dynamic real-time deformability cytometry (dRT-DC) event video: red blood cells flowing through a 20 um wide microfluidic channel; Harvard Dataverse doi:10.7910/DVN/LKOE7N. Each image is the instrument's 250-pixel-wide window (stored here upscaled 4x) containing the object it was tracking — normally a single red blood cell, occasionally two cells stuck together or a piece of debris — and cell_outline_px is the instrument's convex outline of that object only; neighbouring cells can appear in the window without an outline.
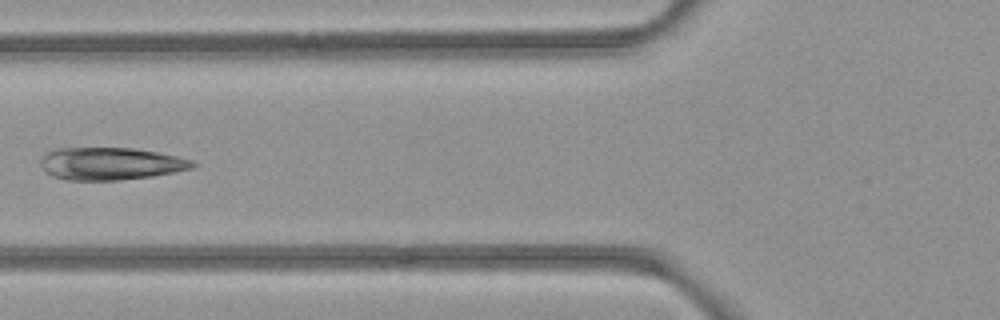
{"species": "common noctule bat (a hibernating species)", "species_latin": "Nyctalus noctula", "temperature_condition": "room temperature", "stored_images_in_passage": 5, "camera_frame_rate_fps": 3000, "um_per_image_px": 0.085, "animal": {"sex": "female", "body_mass_g": 21.9}, "frame": {"image": 1, "passage_image": 5, "time_ms": 1.333, "image_size_px": [1000, 320], "cell_outline_px": [[200, 164], [192, 168], [176, 172], [152, 176], [120, 180], [68, 180], [52, 176], [44, 172], [40, 164], [40, 160], [44, 152], [56, 148], [132, 148], [156, 152], [176, 156], [192, 160]], "centroid_in_image_um": [9.37, 13.91], "position_along_channel_um": 116.4, "area_um2": 29.02}}